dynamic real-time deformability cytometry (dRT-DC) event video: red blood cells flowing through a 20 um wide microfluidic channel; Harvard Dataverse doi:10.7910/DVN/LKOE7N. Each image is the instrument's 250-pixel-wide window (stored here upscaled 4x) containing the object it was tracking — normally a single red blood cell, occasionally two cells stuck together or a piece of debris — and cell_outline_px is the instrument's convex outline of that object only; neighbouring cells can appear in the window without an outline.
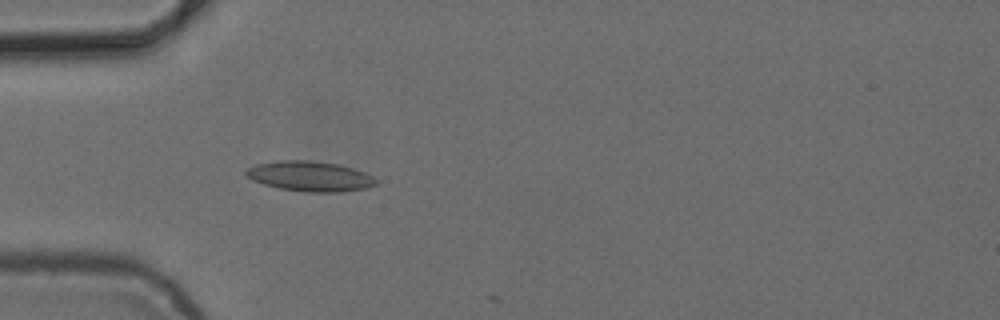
{"species": "common noctule bat (a hibernating species)", "species_latin": "Nyctalus noctula", "temperature_condition": "cold", "stored_images_in_passage": 5, "camera_frame_rate_fps": 3000, "um_per_image_px": 0.085, "animal": {"sex": "female", "body_mass_g": 24.6, "forearm_length_mm": 56.2}, "frame": {"image": 1, "passage_image": 5, "time_ms": 4.667, "image_size_px": [1000, 320], "cell_outline_px": [[380, 180], [376, 184], [368, 188], [340, 192], [308, 192], [280, 188], [264, 184], [252, 180], [244, 176], [244, 172], [248, 168], [256, 164], [276, 160], [308, 160], [340, 164], [364, 172]], "centroid_in_image_um": [26.35, 14.98], "position_along_channel_um": 58.7, "area_um2": 23.0}}